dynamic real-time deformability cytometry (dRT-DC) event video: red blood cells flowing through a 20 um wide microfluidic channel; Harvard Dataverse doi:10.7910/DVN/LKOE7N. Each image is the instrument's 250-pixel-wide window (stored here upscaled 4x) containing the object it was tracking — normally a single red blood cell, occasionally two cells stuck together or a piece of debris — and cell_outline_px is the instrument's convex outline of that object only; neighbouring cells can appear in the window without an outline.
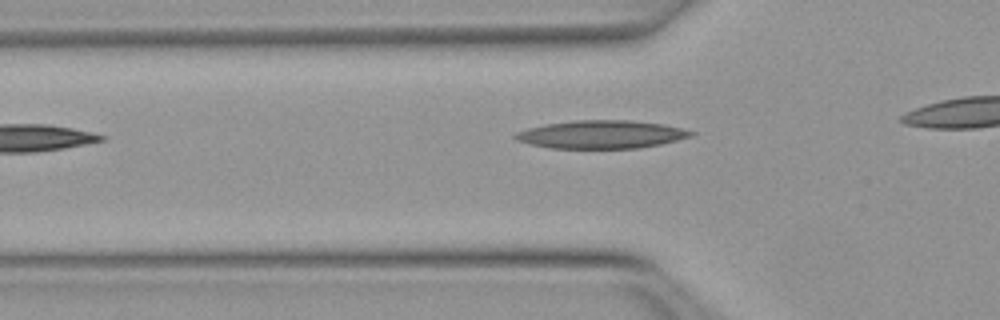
{"species": "Egyptian fruit bat (a non-hibernating species)", "species_latin": "Rousettus aegyptiacus", "temperature_condition": "warm", "stored_images_in_passage": 28, "camera_frame_rate_fps": 3000, "um_per_image_px": 0.085, "animal": {"sex": "female"}, "frame": {"image": 1, "passage_image": 4, "time_ms": 1.0, "image_size_px": [1000, 320], "cell_outline_px": [[696, 132], [692, 136], [660, 144], [640, 148], [548, 148], [516, 140], [512, 136], [516, 132], [528, 128], [544, 124], [576, 120], [632, 120], [664, 124]], "centroid_in_image_um": [51.1, 11.42], "position_along_channel_um": 74.7, "area_um2": 28.73}}
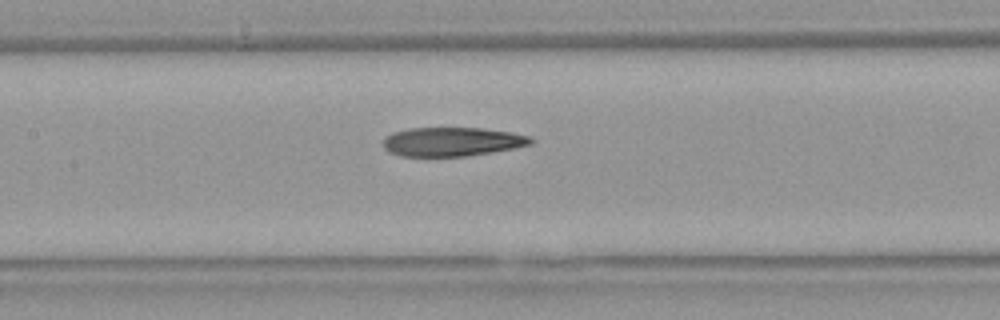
{"frame": {"image": 2, "passage_image": 11, "time_ms": 3.333, "image_size_px": [1000, 320], "cell_outline_px": [[536, 140], [532, 144], [516, 148], [492, 152], [464, 156], [400, 156], [388, 152], [384, 148], [384, 136], [392, 132], [412, 128], [484, 128], [512, 132], [532, 136]], "centroid_in_image_um": [38.47, 12.04], "position_along_channel_um": 168.9, "area_um2": 25.2}}
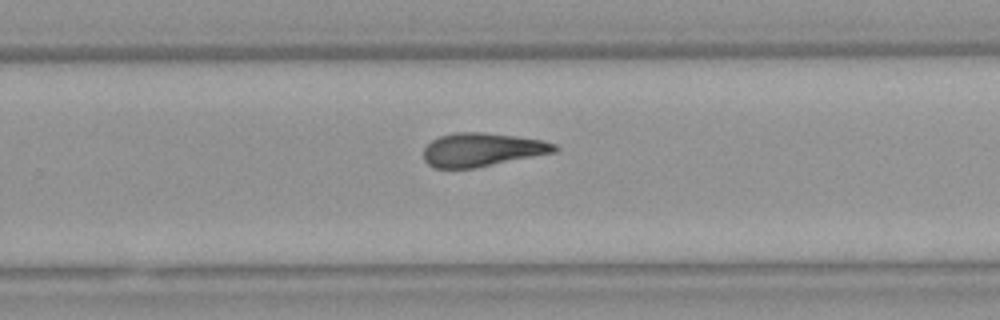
{"frame": {"image": 3, "passage_image": 20, "time_ms": 6.333, "image_size_px": [1000, 320], "cell_outline_px": [[560, 148], [556, 152], [476, 168], [436, 168], [428, 164], [424, 160], [424, 148], [432, 140], [440, 136], [452, 132], [484, 132], [516, 136], [540, 140], [556, 144]], "centroid_in_image_um": [40.98, 12.72], "position_along_channel_um": 288.8, "area_um2": 25.66}}